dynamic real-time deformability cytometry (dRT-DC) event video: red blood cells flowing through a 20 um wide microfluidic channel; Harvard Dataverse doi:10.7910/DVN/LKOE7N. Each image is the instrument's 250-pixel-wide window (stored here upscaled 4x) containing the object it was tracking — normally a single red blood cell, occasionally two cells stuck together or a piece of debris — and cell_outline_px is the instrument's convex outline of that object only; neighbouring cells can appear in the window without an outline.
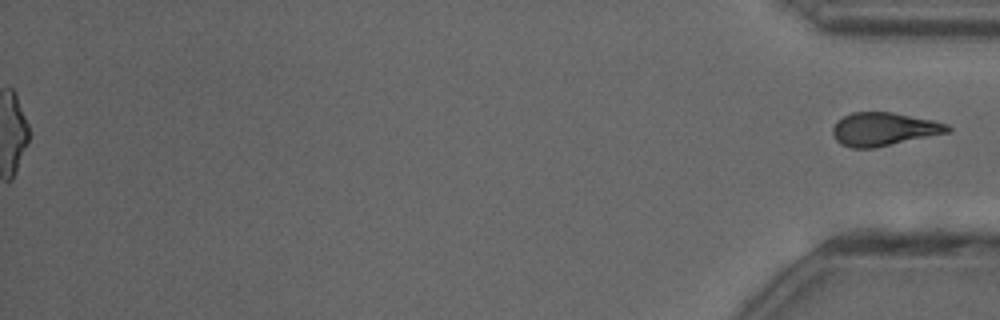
{"species": "common noctule bat (a hibernating species)", "species_latin": "Nyctalus noctula", "temperature_condition": "cold", "stored_images_in_passage": 51, "segment_of_instrument_passage": [2, 2], "camera_frame_rate_fps": 3000, "um_per_image_px": 0.085, "animal": {"sex": "female"}, "frame": {"image": 1, "passage_image": 51, "time_ms": 16.667, "image_size_px": [1000, 320], "cell_outline_px": [[952, 128], [948, 132], [872, 148], [852, 148], [840, 144], [836, 140], [832, 132], [832, 128], [836, 120], [852, 112], [892, 112], [932, 120], [948, 124]], "centroid_in_image_um": [75.07, 10.97], "position_along_channel_um": 360.1, "area_um2": 22.08}}